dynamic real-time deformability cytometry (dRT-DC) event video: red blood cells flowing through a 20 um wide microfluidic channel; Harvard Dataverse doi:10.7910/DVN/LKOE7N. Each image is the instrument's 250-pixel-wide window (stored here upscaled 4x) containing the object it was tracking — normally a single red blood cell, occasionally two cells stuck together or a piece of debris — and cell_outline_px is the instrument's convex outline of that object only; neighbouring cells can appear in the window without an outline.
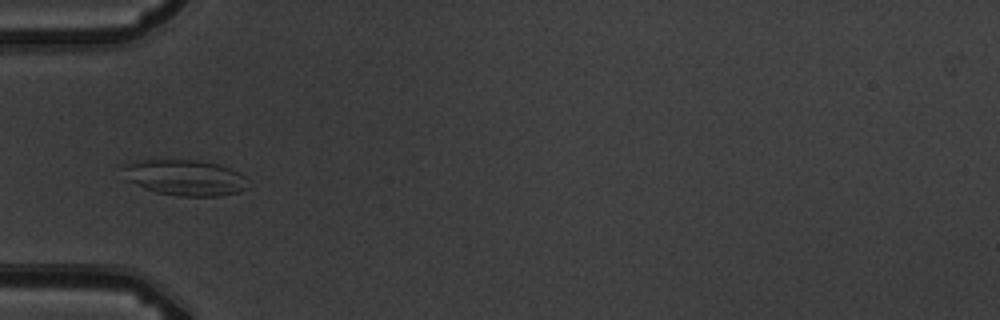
{"species": "common noctule bat (a hibernating species)", "species_latin": "Nyctalus noctula", "temperature_condition": "warm", "stored_images_in_passage": 12, "camera_frame_rate_fps": 3000, "um_per_image_px": 0.085, "animal": {"sex": "male", "body_mass_g": 19.5, "forearm_length_mm": 54.6}, "frame": {"image": 1, "passage_image": 6, "time_ms": 5.667, "image_size_px": [1000, 320], "cell_outline_px": [[248, 188], [240, 192], [220, 196], [176, 196], [156, 192], [144, 188], [124, 180], [120, 164], [140, 160], [200, 160], [220, 164], [240, 172], [244, 176]], "centroid_in_image_um": [15.67, 15.09], "position_along_channel_um": 69.3, "area_um2": 26.65}}
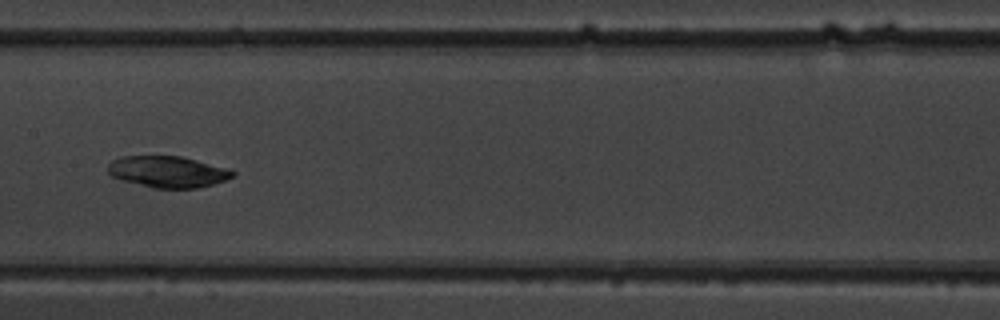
{"frame": {"image": 2, "passage_image": 9, "time_ms": 9.0, "image_size_px": [1000, 320], "cell_outline_px": [[236, 172], [232, 176], [224, 180], [212, 184], [196, 188], [152, 188], [124, 180], [112, 176], [108, 172], [108, 164], [112, 160], [120, 156], [180, 156], [228, 168]], "centroid_in_image_um": [14.24, 14.59], "position_along_channel_um": 193.2, "area_um2": 22.6}}
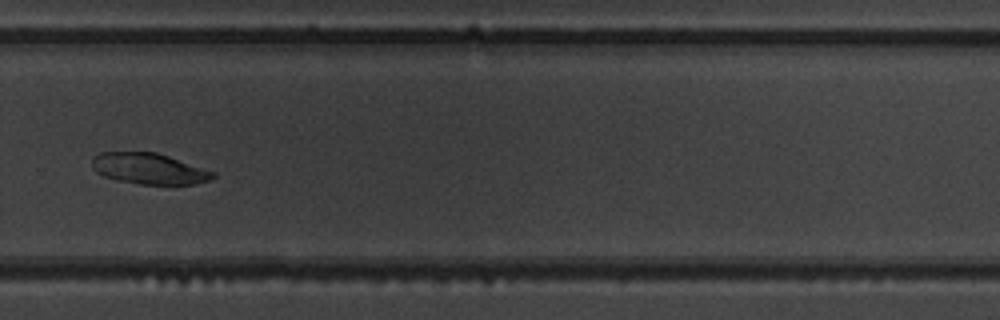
{"frame": {"image": 3, "passage_image": 12, "time_ms": 12.333, "image_size_px": [1000, 320], "cell_outline_px": [[216, 176], [212, 180], [196, 184], [140, 184], [116, 180], [104, 176], [96, 172], [92, 168], [92, 156], [100, 152], [156, 152], [216, 172]], "centroid_in_image_um": [12.67, 14.34], "position_along_channel_um": 317.1, "area_um2": 21.96}}